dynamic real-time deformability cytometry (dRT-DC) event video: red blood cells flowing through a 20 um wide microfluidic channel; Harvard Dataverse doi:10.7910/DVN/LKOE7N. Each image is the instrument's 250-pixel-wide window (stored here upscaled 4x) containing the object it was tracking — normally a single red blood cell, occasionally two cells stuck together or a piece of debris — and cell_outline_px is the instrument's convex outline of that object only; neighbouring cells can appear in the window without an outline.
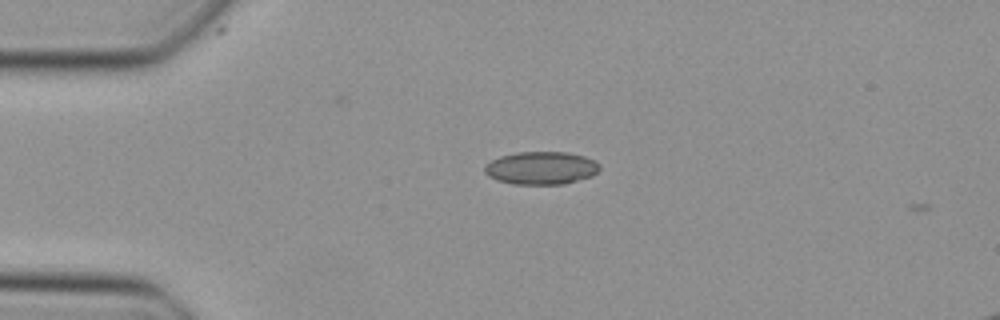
{"species": "Egyptian fruit bat (a non-hibernating species)", "species_latin": "Rousettus aegyptiacus", "temperature_condition": "cold", "stored_images_in_passage": 4, "camera_frame_rate_fps": 3000, "um_per_image_px": 0.085, "animal": {"sex": "female"}, "frame": {"image": 1, "passage_image": 2, "time_ms": 0.333, "image_size_px": [1000, 320], "cell_outline_px": [[600, 168], [592, 176], [564, 184], [512, 184], [496, 180], [488, 176], [484, 172], [484, 164], [500, 156], [516, 152], [568, 152], [584, 156], [596, 160], [600, 164]], "centroid_in_image_um": [45.99, 14.28], "position_along_channel_um": 39.0, "area_um2": 22.25}}